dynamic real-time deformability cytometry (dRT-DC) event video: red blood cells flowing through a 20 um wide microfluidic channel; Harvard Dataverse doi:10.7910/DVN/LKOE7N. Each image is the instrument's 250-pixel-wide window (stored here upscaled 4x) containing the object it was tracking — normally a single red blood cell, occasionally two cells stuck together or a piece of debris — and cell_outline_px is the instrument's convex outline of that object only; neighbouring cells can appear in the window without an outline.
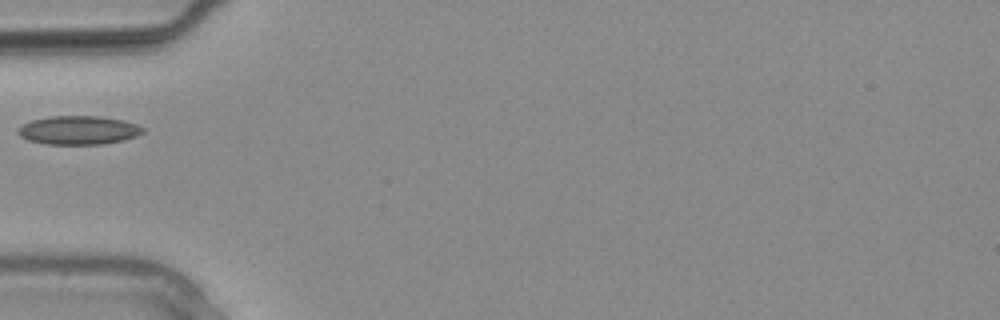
{"species": "common noctule bat (a hibernating species)", "species_latin": "Nyctalus noctula", "temperature_condition": "warm", "stored_images_in_passage": 16, "camera_frame_rate_fps": 3000, "um_per_image_px": 0.085, "animal": {"sex": "male", "body_mass_g": 20.4}, "frame": {"image": 1, "passage_image": 1, "time_ms": 0.0, "image_size_px": [1000, 320], "cell_outline_px": [[144, 132], [136, 136], [124, 140], [104, 144], [44, 144], [28, 140], [20, 136], [16, 132], [24, 124], [32, 120], [52, 116], [100, 116], [124, 120], [136, 124], [144, 128]], "centroid_in_image_um": [6.7, 11.07], "position_along_channel_um": 78.3, "area_um2": 20.87}}